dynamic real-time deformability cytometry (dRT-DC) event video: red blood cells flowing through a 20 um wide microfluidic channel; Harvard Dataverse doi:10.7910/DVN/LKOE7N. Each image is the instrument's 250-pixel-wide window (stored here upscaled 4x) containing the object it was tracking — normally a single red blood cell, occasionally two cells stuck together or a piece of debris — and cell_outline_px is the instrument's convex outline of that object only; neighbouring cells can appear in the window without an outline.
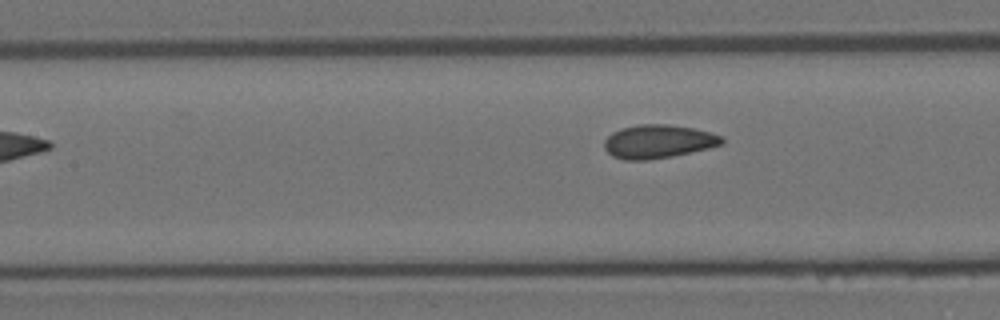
{"species": "Egyptian fruit bat (a non-hibernating species)", "species_latin": "Rousettus aegyptiacus", "temperature_condition": "room temperature", "stored_images_in_passage": 9, "camera_frame_rate_fps": 3000, "um_per_image_px": 0.085, "animal": {"sex": "female"}, "frame": {"image": 1, "passage_image": 9, "time_ms": 2.667, "image_size_px": [1000, 320], "cell_outline_px": [[724, 144], [708, 148], [672, 156], [648, 160], [624, 160], [612, 156], [604, 148], [604, 140], [612, 132], [620, 128], [640, 124], [668, 124], [692, 128], [724, 136]], "centroid_in_image_um": [55.93, 12.03], "position_along_channel_um": 151.5, "area_um2": 23.0}}